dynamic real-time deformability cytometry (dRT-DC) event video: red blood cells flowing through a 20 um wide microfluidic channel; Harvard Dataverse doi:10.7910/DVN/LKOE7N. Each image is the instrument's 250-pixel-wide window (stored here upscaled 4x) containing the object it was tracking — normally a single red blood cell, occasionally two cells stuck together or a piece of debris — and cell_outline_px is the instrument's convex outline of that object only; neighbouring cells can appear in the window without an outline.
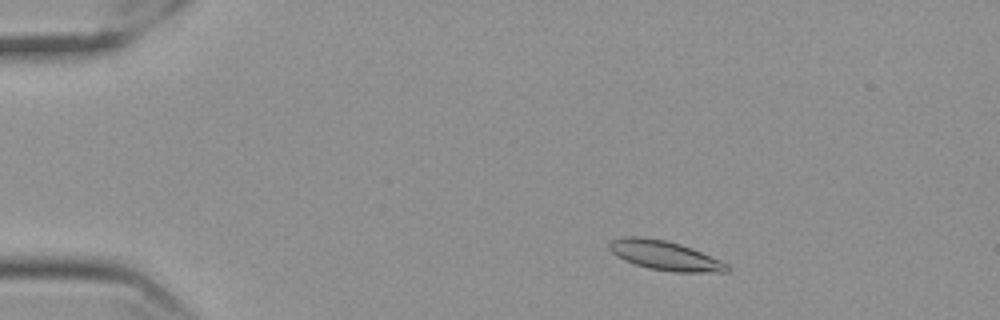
{"species": "Egyptian fruit bat (a non-hibernating species)", "species_latin": "Rousettus aegyptiacus", "temperature_condition": "cold", "stored_images_in_passage": 54, "camera_frame_rate_fps": 3000, "um_per_image_px": 0.085, "frame": {"image": 1, "passage_image": 6, "time_ms": 1.667, "image_size_px": [1000, 320], "cell_outline_px": [[732, 268], [728, 272], [672, 272], [648, 268], [624, 260], [616, 256], [608, 248], [608, 244], [612, 240], [624, 236], [640, 236], [664, 240], [680, 244], [692, 248], [720, 260], [728, 264]], "centroid_in_image_um": [56.52, 21.72], "position_along_channel_um": 28.5, "area_um2": 20.23}}
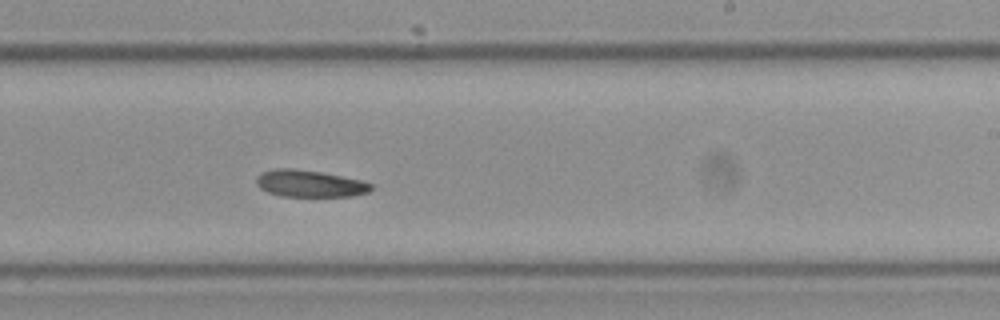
{"frame": {"image": 2, "passage_image": 32, "time_ms": 10.333, "image_size_px": [1000, 320], "cell_outline_px": [[372, 188], [368, 192], [352, 196], [280, 196], [268, 192], [260, 188], [256, 184], [256, 176], [260, 172], [276, 168], [292, 168], [320, 172], [360, 180], [372, 184]], "centroid_in_image_um": [26.27, 15.6], "position_along_channel_um": 262.7, "area_um2": 17.92}}
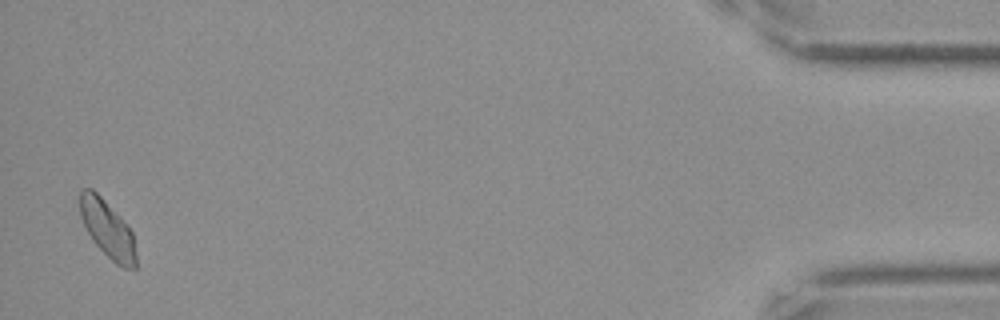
{"frame": {"image": 3, "passage_image": 53, "time_ms": 17.333, "image_size_px": [1000, 320], "cell_outline_px": [[136, 268], [124, 268], [116, 264], [92, 240], [80, 216], [80, 192], [84, 188], [92, 188], [120, 216], [132, 232], [136, 252]], "centroid_in_image_um": [9.14, 19.47], "position_along_channel_um": 426.1, "area_um2": 18.44}, "authors_computed_cell_mechanics": {"area_um2": 18.9873, "velocity_mm_per_s": 3.5046, "shape_relaxation_time_tau1_ms": 6.4988, "shape_relaxation_time_tau2_ms": null, "deformation_change_tau1": 0.1368, "deformation_change_tau2": null}}